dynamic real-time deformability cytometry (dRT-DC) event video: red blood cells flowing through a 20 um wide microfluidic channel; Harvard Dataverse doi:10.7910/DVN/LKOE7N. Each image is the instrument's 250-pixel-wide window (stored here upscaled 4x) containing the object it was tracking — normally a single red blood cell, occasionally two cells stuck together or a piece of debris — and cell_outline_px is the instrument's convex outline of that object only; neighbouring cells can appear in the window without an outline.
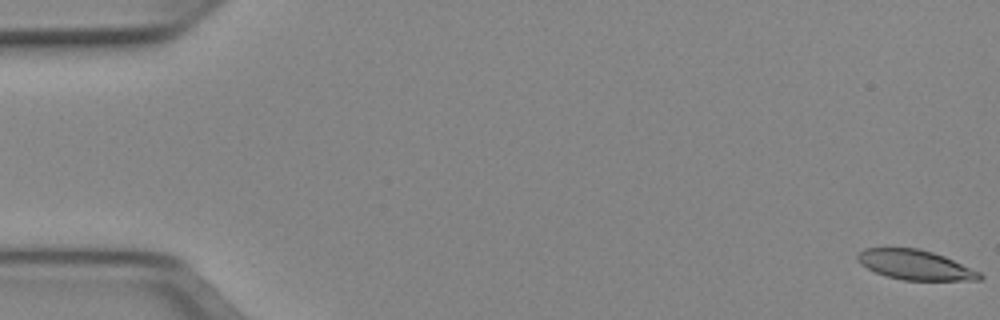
{"species": "Egyptian fruit bat (a non-hibernating species)", "species_latin": "Rousettus aegyptiacus", "temperature_condition": "cold", "stored_images_in_passage": 9, "camera_frame_rate_fps": 3000, "um_per_image_px": 0.085, "animal": {"sex": "female"}, "frame": {"image": 1, "passage_image": 1, "time_ms": 0.0, "image_size_px": [1000, 320], "cell_outline_px": [[984, 276], [980, 280], [904, 280], [888, 276], [876, 272], [860, 264], [856, 260], [856, 256], [864, 248], [920, 248], [944, 256], [980, 272]], "centroid_in_image_um": [77.79, 22.51], "position_along_channel_um": 7.2, "area_um2": 21.04}}